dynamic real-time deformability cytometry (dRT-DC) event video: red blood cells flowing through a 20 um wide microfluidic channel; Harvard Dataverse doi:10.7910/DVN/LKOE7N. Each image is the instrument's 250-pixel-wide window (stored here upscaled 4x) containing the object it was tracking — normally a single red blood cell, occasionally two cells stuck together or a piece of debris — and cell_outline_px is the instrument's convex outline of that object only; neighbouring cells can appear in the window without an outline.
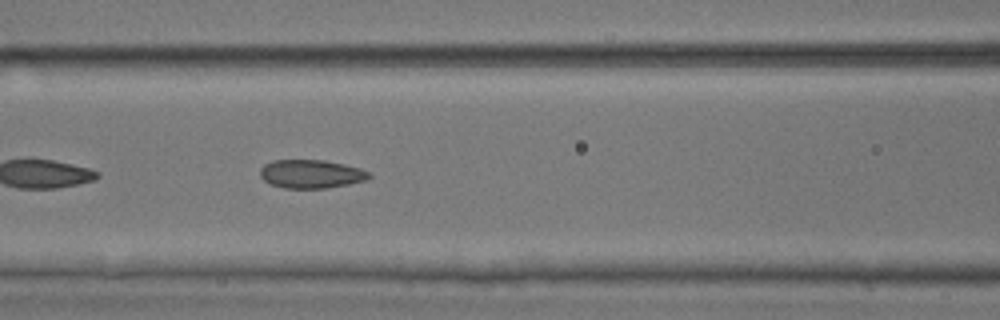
{"species": "common noctule bat (a hibernating species)", "species_latin": "Nyctalus noctula", "temperature_condition": "room temperature", "stored_images_in_passage": 52, "camera_frame_rate_fps": 3000, "um_per_image_px": 0.085, "animal": {"sex": "male", "body_mass_g": 17.9, "forearm_length_mm": 54.2}, "frame": {"image": 1, "passage_image": 23, "time_ms": 7.333, "image_size_px": [1000, 320], "cell_outline_px": [[372, 176], [364, 180], [348, 184], [328, 188], [284, 188], [272, 184], [264, 180], [260, 176], [260, 168], [264, 164], [272, 160], [324, 160], [344, 164], [360, 168], [368, 172]], "centroid_in_image_um": [26.42, 14.78], "position_along_channel_um": 140.2, "area_um2": 18.03}}
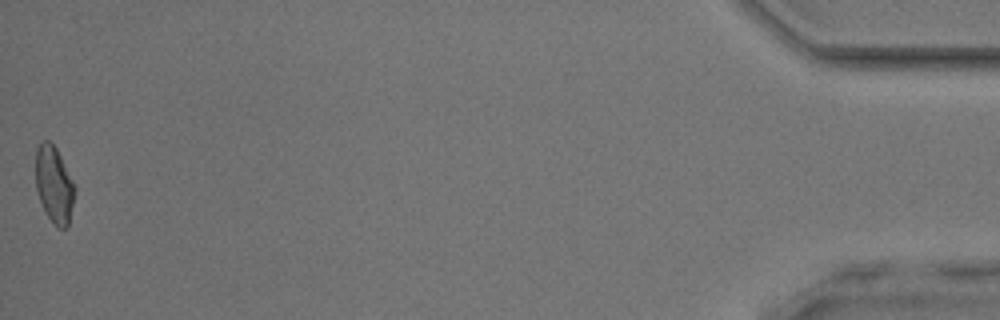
{"frame": {"image": 2, "passage_image": 52, "time_ms": 17.0, "image_size_px": [1000, 320], "cell_outline_px": [[76, 188], [68, 224], [64, 228], [56, 228], [48, 216], [40, 200], [36, 188], [36, 148], [44, 140], [48, 140], [56, 148]], "centroid_in_image_um": [4.59, 15.69], "position_along_channel_um": 430.6, "area_um2": 17.11}, "authors_computed_cell_mechanics": {"area_um2": 17.9758, "velocity_mm_per_s": 3.9905, "shape_relaxation_time_tau1_ms": 6.4619, "shape_relaxation_time_tau2_ms": 1.8419, "deformation_change_tau1": 0.1229, "deformation_change_tau2": 0.0709}}